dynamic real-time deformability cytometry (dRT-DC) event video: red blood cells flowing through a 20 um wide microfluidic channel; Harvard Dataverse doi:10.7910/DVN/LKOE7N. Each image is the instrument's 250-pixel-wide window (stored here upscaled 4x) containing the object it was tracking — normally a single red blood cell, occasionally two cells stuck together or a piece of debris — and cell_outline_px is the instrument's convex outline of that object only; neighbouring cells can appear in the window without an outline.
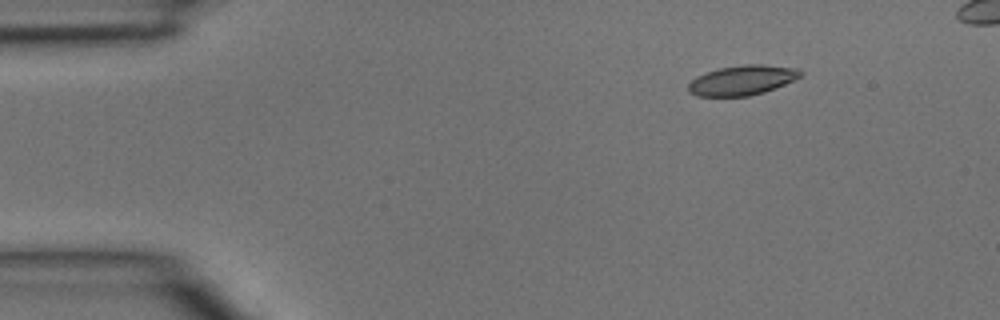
{"species": "common noctule bat (a hibernating species)", "species_latin": "Nyctalus noctula", "temperature_condition": "room temperature", "stored_images_in_passage": 4, "camera_frame_rate_fps": 3000, "um_per_image_px": 0.085, "animal": {"sex": "male", "body_mass_g": 15.6}, "frame": {"image": 1, "passage_image": 1, "time_ms": 0.0, "image_size_px": [1000, 320], "cell_outline_px": [[804, 72], [800, 76], [784, 84], [764, 92], [748, 96], [696, 96], [688, 92], [688, 84], [696, 76], [720, 68], [744, 64], [764, 64], [796, 68]], "centroid_in_image_um": [63.07, 6.82], "position_along_channel_um": 21.9, "area_um2": 19.36}}